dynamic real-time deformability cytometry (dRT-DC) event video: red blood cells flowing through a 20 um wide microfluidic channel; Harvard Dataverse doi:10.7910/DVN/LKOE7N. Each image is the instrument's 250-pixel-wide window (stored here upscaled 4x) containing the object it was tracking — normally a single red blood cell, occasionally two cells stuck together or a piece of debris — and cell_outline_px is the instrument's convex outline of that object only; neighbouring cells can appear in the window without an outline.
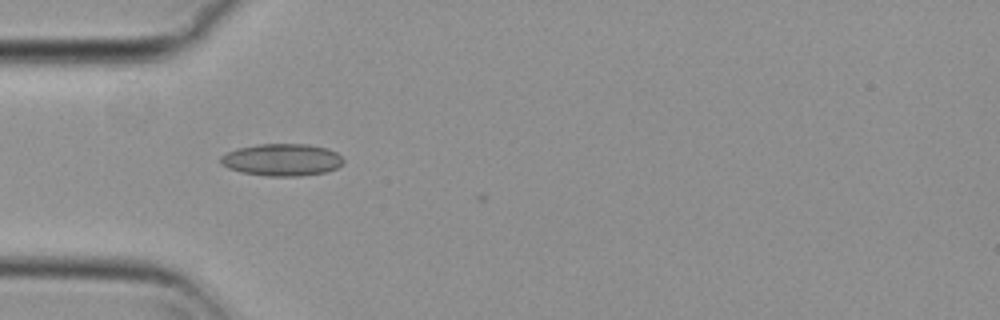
{"species": "common noctule bat (a hibernating species)", "species_latin": "Nyctalus noctula", "temperature_condition": "cold", "stored_images_in_passage": 2, "camera_frame_rate_fps": 3000, "um_per_image_px": 0.085, "animal": {"sex": "female", "body_mass_g": 29.2, "forearm_length_mm": 56.3}, "frame": {"image": 1, "passage_image": 1, "time_ms": 0.0, "image_size_px": [1000, 320], "cell_outline_px": [[344, 160], [336, 168], [324, 172], [300, 176], [264, 176], [240, 172], [228, 168], [220, 164], [220, 156], [236, 148], [260, 144], [308, 144], [328, 148], [336, 152]], "centroid_in_image_um": [23.93, 13.58], "position_along_channel_um": 61.1, "area_um2": 23.06}}